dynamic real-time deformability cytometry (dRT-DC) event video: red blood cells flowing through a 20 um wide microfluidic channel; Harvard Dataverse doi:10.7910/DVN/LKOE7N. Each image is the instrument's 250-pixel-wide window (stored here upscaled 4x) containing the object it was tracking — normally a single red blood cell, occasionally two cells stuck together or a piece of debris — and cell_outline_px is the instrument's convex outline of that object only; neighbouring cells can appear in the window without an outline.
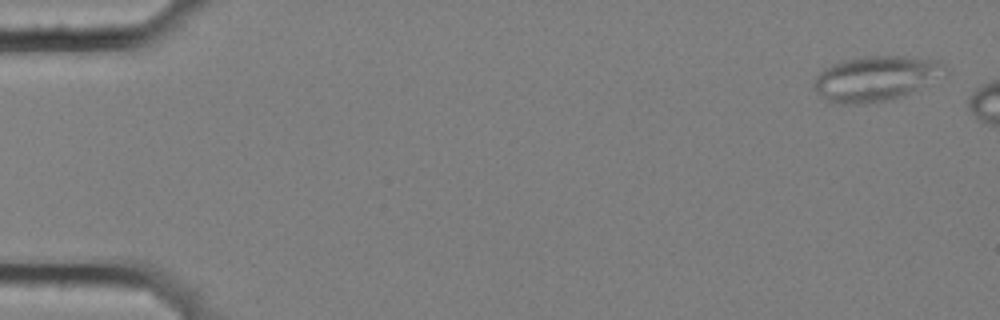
{"species": "common noctule bat (a hibernating species)", "species_latin": "Nyctalus noctula", "temperature_condition": "cold", "stored_images_in_passage": 7, "camera_frame_rate_fps": 3000, "um_per_image_px": 0.085, "animal": {"sex": "female", "body_mass_g": 25.1}, "frame": {"image": 1, "passage_image": 1, "time_ms": 0.0, "image_size_px": [1000, 320], "cell_outline_px": [[948, 76], [908, 92], [884, 100], [860, 104], [832, 104], [812, 84], [816, 76], [824, 68], [840, 60], [864, 56], [904, 56], [940, 60], [948, 68]], "centroid_in_image_um": [74.49, 6.63], "position_along_channel_um": 10.5, "area_um2": 34.33}}